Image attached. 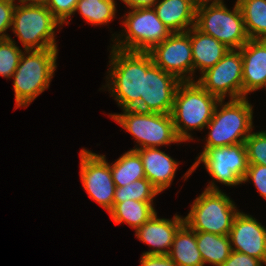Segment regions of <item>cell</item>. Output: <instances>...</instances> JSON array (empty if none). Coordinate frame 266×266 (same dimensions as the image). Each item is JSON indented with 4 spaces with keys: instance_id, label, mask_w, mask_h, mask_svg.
Instances as JSON below:
<instances>
[{
    "instance_id": "29",
    "label": "cell",
    "mask_w": 266,
    "mask_h": 266,
    "mask_svg": "<svg viewBox=\"0 0 266 266\" xmlns=\"http://www.w3.org/2000/svg\"><path fill=\"white\" fill-rule=\"evenodd\" d=\"M248 164H259L266 166V130L251 132L244 142Z\"/></svg>"
},
{
    "instance_id": "9",
    "label": "cell",
    "mask_w": 266,
    "mask_h": 266,
    "mask_svg": "<svg viewBox=\"0 0 266 266\" xmlns=\"http://www.w3.org/2000/svg\"><path fill=\"white\" fill-rule=\"evenodd\" d=\"M124 18L122 23L125 26V34H118L113 39L115 44L112 47L114 48L149 52L172 34L158 18L153 7L131 8ZM121 36L122 38L124 36L125 39L121 40Z\"/></svg>"
},
{
    "instance_id": "10",
    "label": "cell",
    "mask_w": 266,
    "mask_h": 266,
    "mask_svg": "<svg viewBox=\"0 0 266 266\" xmlns=\"http://www.w3.org/2000/svg\"><path fill=\"white\" fill-rule=\"evenodd\" d=\"M204 163L209 175L218 182L235 186L243 183L248 169V157L244 143L204 148L197 160L185 173L188 178L200 163Z\"/></svg>"
},
{
    "instance_id": "33",
    "label": "cell",
    "mask_w": 266,
    "mask_h": 266,
    "mask_svg": "<svg viewBox=\"0 0 266 266\" xmlns=\"http://www.w3.org/2000/svg\"><path fill=\"white\" fill-rule=\"evenodd\" d=\"M263 262L241 252L231 251L221 266H263Z\"/></svg>"
},
{
    "instance_id": "1",
    "label": "cell",
    "mask_w": 266,
    "mask_h": 266,
    "mask_svg": "<svg viewBox=\"0 0 266 266\" xmlns=\"http://www.w3.org/2000/svg\"><path fill=\"white\" fill-rule=\"evenodd\" d=\"M111 50L107 82L121 109H134L143 95L144 73L154 64L149 52Z\"/></svg>"
},
{
    "instance_id": "5",
    "label": "cell",
    "mask_w": 266,
    "mask_h": 266,
    "mask_svg": "<svg viewBox=\"0 0 266 266\" xmlns=\"http://www.w3.org/2000/svg\"><path fill=\"white\" fill-rule=\"evenodd\" d=\"M223 103L224 100L217 103L212 119L207 124L210 131L204 148L244 143L252 132L253 108L247 98Z\"/></svg>"
},
{
    "instance_id": "11",
    "label": "cell",
    "mask_w": 266,
    "mask_h": 266,
    "mask_svg": "<svg viewBox=\"0 0 266 266\" xmlns=\"http://www.w3.org/2000/svg\"><path fill=\"white\" fill-rule=\"evenodd\" d=\"M243 59L240 49H230L213 67L200 74L197 82L211 95L224 100L243 98Z\"/></svg>"
},
{
    "instance_id": "2",
    "label": "cell",
    "mask_w": 266,
    "mask_h": 266,
    "mask_svg": "<svg viewBox=\"0 0 266 266\" xmlns=\"http://www.w3.org/2000/svg\"><path fill=\"white\" fill-rule=\"evenodd\" d=\"M219 101L197 81L181 82L177 87L171 111L178 138L182 142L193 140L188 131H201L206 127Z\"/></svg>"
},
{
    "instance_id": "3",
    "label": "cell",
    "mask_w": 266,
    "mask_h": 266,
    "mask_svg": "<svg viewBox=\"0 0 266 266\" xmlns=\"http://www.w3.org/2000/svg\"><path fill=\"white\" fill-rule=\"evenodd\" d=\"M58 49L24 51L13 78L15 108L28 107L45 89L49 88L56 70Z\"/></svg>"
},
{
    "instance_id": "27",
    "label": "cell",
    "mask_w": 266,
    "mask_h": 266,
    "mask_svg": "<svg viewBox=\"0 0 266 266\" xmlns=\"http://www.w3.org/2000/svg\"><path fill=\"white\" fill-rule=\"evenodd\" d=\"M158 194L159 191L147 178H141L125 186L116 187L113 207L117 203H121L126 200L153 202V199Z\"/></svg>"
},
{
    "instance_id": "21",
    "label": "cell",
    "mask_w": 266,
    "mask_h": 266,
    "mask_svg": "<svg viewBox=\"0 0 266 266\" xmlns=\"http://www.w3.org/2000/svg\"><path fill=\"white\" fill-rule=\"evenodd\" d=\"M168 256L177 266H204L197 246L196 231L184 223L174 236Z\"/></svg>"
},
{
    "instance_id": "4",
    "label": "cell",
    "mask_w": 266,
    "mask_h": 266,
    "mask_svg": "<svg viewBox=\"0 0 266 266\" xmlns=\"http://www.w3.org/2000/svg\"><path fill=\"white\" fill-rule=\"evenodd\" d=\"M209 183L211 184L194 200L191 210L184 217V223L196 232L229 235L239 211L213 181Z\"/></svg>"
},
{
    "instance_id": "18",
    "label": "cell",
    "mask_w": 266,
    "mask_h": 266,
    "mask_svg": "<svg viewBox=\"0 0 266 266\" xmlns=\"http://www.w3.org/2000/svg\"><path fill=\"white\" fill-rule=\"evenodd\" d=\"M143 162L146 178L160 192L167 189L175 176L178 162L157 147L136 150Z\"/></svg>"
},
{
    "instance_id": "34",
    "label": "cell",
    "mask_w": 266,
    "mask_h": 266,
    "mask_svg": "<svg viewBox=\"0 0 266 266\" xmlns=\"http://www.w3.org/2000/svg\"><path fill=\"white\" fill-rule=\"evenodd\" d=\"M141 266H177L168 255H146L142 254Z\"/></svg>"
},
{
    "instance_id": "16",
    "label": "cell",
    "mask_w": 266,
    "mask_h": 266,
    "mask_svg": "<svg viewBox=\"0 0 266 266\" xmlns=\"http://www.w3.org/2000/svg\"><path fill=\"white\" fill-rule=\"evenodd\" d=\"M184 224V218L176 215L172 219L158 218L157 212L141 227L135 230V235L143 243L154 248L144 252L146 255H168L174 236Z\"/></svg>"
},
{
    "instance_id": "14",
    "label": "cell",
    "mask_w": 266,
    "mask_h": 266,
    "mask_svg": "<svg viewBox=\"0 0 266 266\" xmlns=\"http://www.w3.org/2000/svg\"><path fill=\"white\" fill-rule=\"evenodd\" d=\"M181 81L173 74L163 71L153 64L144 73L143 95L136 110L171 114L174 96Z\"/></svg>"
},
{
    "instance_id": "20",
    "label": "cell",
    "mask_w": 266,
    "mask_h": 266,
    "mask_svg": "<svg viewBox=\"0 0 266 266\" xmlns=\"http://www.w3.org/2000/svg\"><path fill=\"white\" fill-rule=\"evenodd\" d=\"M190 42L193 59V76L199 69L201 74L213 67L230 50L214 37L202 33L195 26L190 28Z\"/></svg>"
},
{
    "instance_id": "32",
    "label": "cell",
    "mask_w": 266,
    "mask_h": 266,
    "mask_svg": "<svg viewBox=\"0 0 266 266\" xmlns=\"http://www.w3.org/2000/svg\"><path fill=\"white\" fill-rule=\"evenodd\" d=\"M15 6L13 0H0V40L10 37L6 31L12 26Z\"/></svg>"
},
{
    "instance_id": "36",
    "label": "cell",
    "mask_w": 266,
    "mask_h": 266,
    "mask_svg": "<svg viewBox=\"0 0 266 266\" xmlns=\"http://www.w3.org/2000/svg\"><path fill=\"white\" fill-rule=\"evenodd\" d=\"M15 2V0H13ZM20 5H42L46 0H18Z\"/></svg>"
},
{
    "instance_id": "24",
    "label": "cell",
    "mask_w": 266,
    "mask_h": 266,
    "mask_svg": "<svg viewBox=\"0 0 266 266\" xmlns=\"http://www.w3.org/2000/svg\"><path fill=\"white\" fill-rule=\"evenodd\" d=\"M116 187H122L135 180L146 178L143 162L136 150H129L110 165Z\"/></svg>"
},
{
    "instance_id": "26",
    "label": "cell",
    "mask_w": 266,
    "mask_h": 266,
    "mask_svg": "<svg viewBox=\"0 0 266 266\" xmlns=\"http://www.w3.org/2000/svg\"><path fill=\"white\" fill-rule=\"evenodd\" d=\"M79 12L92 25L107 24L116 13L115 0H78L75 12Z\"/></svg>"
},
{
    "instance_id": "30",
    "label": "cell",
    "mask_w": 266,
    "mask_h": 266,
    "mask_svg": "<svg viewBox=\"0 0 266 266\" xmlns=\"http://www.w3.org/2000/svg\"><path fill=\"white\" fill-rule=\"evenodd\" d=\"M78 0H46L45 6L63 25L67 18L74 15Z\"/></svg>"
},
{
    "instance_id": "22",
    "label": "cell",
    "mask_w": 266,
    "mask_h": 266,
    "mask_svg": "<svg viewBox=\"0 0 266 266\" xmlns=\"http://www.w3.org/2000/svg\"><path fill=\"white\" fill-rule=\"evenodd\" d=\"M196 241L204 265L210 263L221 266L232 251L228 235L196 232Z\"/></svg>"
},
{
    "instance_id": "19",
    "label": "cell",
    "mask_w": 266,
    "mask_h": 266,
    "mask_svg": "<svg viewBox=\"0 0 266 266\" xmlns=\"http://www.w3.org/2000/svg\"><path fill=\"white\" fill-rule=\"evenodd\" d=\"M153 8L171 33L187 32L195 26L197 6L194 0H157Z\"/></svg>"
},
{
    "instance_id": "13",
    "label": "cell",
    "mask_w": 266,
    "mask_h": 266,
    "mask_svg": "<svg viewBox=\"0 0 266 266\" xmlns=\"http://www.w3.org/2000/svg\"><path fill=\"white\" fill-rule=\"evenodd\" d=\"M149 53L154 64L163 71L173 74L181 82L194 81L190 29L183 33H172Z\"/></svg>"
},
{
    "instance_id": "31",
    "label": "cell",
    "mask_w": 266,
    "mask_h": 266,
    "mask_svg": "<svg viewBox=\"0 0 266 266\" xmlns=\"http://www.w3.org/2000/svg\"><path fill=\"white\" fill-rule=\"evenodd\" d=\"M252 180L260 196L266 199V166L259 164H248L247 173L243 183Z\"/></svg>"
},
{
    "instance_id": "7",
    "label": "cell",
    "mask_w": 266,
    "mask_h": 266,
    "mask_svg": "<svg viewBox=\"0 0 266 266\" xmlns=\"http://www.w3.org/2000/svg\"><path fill=\"white\" fill-rule=\"evenodd\" d=\"M62 24L42 5H16L12 30L23 45V50L57 48L55 28Z\"/></svg>"
},
{
    "instance_id": "37",
    "label": "cell",
    "mask_w": 266,
    "mask_h": 266,
    "mask_svg": "<svg viewBox=\"0 0 266 266\" xmlns=\"http://www.w3.org/2000/svg\"><path fill=\"white\" fill-rule=\"evenodd\" d=\"M211 1V3H209ZM196 6L204 5V4H224L223 0H194Z\"/></svg>"
},
{
    "instance_id": "25",
    "label": "cell",
    "mask_w": 266,
    "mask_h": 266,
    "mask_svg": "<svg viewBox=\"0 0 266 266\" xmlns=\"http://www.w3.org/2000/svg\"><path fill=\"white\" fill-rule=\"evenodd\" d=\"M249 39L266 40V0H237Z\"/></svg>"
},
{
    "instance_id": "6",
    "label": "cell",
    "mask_w": 266,
    "mask_h": 266,
    "mask_svg": "<svg viewBox=\"0 0 266 266\" xmlns=\"http://www.w3.org/2000/svg\"><path fill=\"white\" fill-rule=\"evenodd\" d=\"M109 115L137 141L138 145L132 150L182 142L176 134L171 114L124 109L121 114Z\"/></svg>"
},
{
    "instance_id": "8",
    "label": "cell",
    "mask_w": 266,
    "mask_h": 266,
    "mask_svg": "<svg viewBox=\"0 0 266 266\" xmlns=\"http://www.w3.org/2000/svg\"><path fill=\"white\" fill-rule=\"evenodd\" d=\"M195 27L229 49H240L249 37L238 3L230 11L225 4H204L196 9Z\"/></svg>"
},
{
    "instance_id": "23",
    "label": "cell",
    "mask_w": 266,
    "mask_h": 266,
    "mask_svg": "<svg viewBox=\"0 0 266 266\" xmlns=\"http://www.w3.org/2000/svg\"><path fill=\"white\" fill-rule=\"evenodd\" d=\"M152 205L153 202L126 200L117 203L109 214L116 224L127 223L136 230L156 213Z\"/></svg>"
},
{
    "instance_id": "15",
    "label": "cell",
    "mask_w": 266,
    "mask_h": 266,
    "mask_svg": "<svg viewBox=\"0 0 266 266\" xmlns=\"http://www.w3.org/2000/svg\"><path fill=\"white\" fill-rule=\"evenodd\" d=\"M232 251L261 260L266 265V228L251 215H236L229 232Z\"/></svg>"
},
{
    "instance_id": "35",
    "label": "cell",
    "mask_w": 266,
    "mask_h": 266,
    "mask_svg": "<svg viewBox=\"0 0 266 266\" xmlns=\"http://www.w3.org/2000/svg\"><path fill=\"white\" fill-rule=\"evenodd\" d=\"M128 6L129 9L131 8H146V7H153L157 0H121Z\"/></svg>"
},
{
    "instance_id": "17",
    "label": "cell",
    "mask_w": 266,
    "mask_h": 266,
    "mask_svg": "<svg viewBox=\"0 0 266 266\" xmlns=\"http://www.w3.org/2000/svg\"><path fill=\"white\" fill-rule=\"evenodd\" d=\"M243 59V98L266 88V40L249 39L241 48Z\"/></svg>"
},
{
    "instance_id": "12",
    "label": "cell",
    "mask_w": 266,
    "mask_h": 266,
    "mask_svg": "<svg viewBox=\"0 0 266 266\" xmlns=\"http://www.w3.org/2000/svg\"><path fill=\"white\" fill-rule=\"evenodd\" d=\"M80 177L82 186L101 207L109 213L113 209L116 186L110 164L105 155L82 149L80 151Z\"/></svg>"
},
{
    "instance_id": "28",
    "label": "cell",
    "mask_w": 266,
    "mask_h": 266,
    "mask_svg": "<svg viewBox=\"0 0 266 266\" xmlns=\"http://www.w3.org/2000/svg\"><path fill=\"white\" fill-rule=\"evenodd\" d=\"M23 51L11 37L0 40V76L11 78L18 67Z\"/></svg>"
}]
</instances>
